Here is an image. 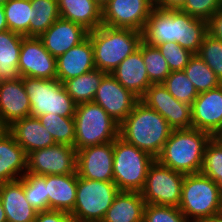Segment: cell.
<instances>
[{
	"label": "cell",
	"instance_id": "cell-36",
	"mask_svg": "<svg viewBox=\"0 0 222 222\" xmlns=\"http://www.w3.org/2000/svg\"><path fill=\"white\" fill-rule=\"evenodd\" d=\"M24 192L27 201L37 211L48 210V194L46 191V176L34 174L24 175Z\"/></svg>",
	"mask_w": 222,
	"mask_h": 222
},
{
	"label": "cell",
	"instance_id": "cell-25",
	"mask_svg": "<svg viewBox=\"0 0 222 222\" xmlns=\"http://www.w3.org/2000/svg\"><path fill=\"white\" fill-rule=\"evenodd\" d=\"M48 210L71 213L76 202L77 173L46 175Z\"/></svg>",
	"mask_w": 222,
	"mask_h": 222
},
{
	"label": "cell",
	"instance_id": "cell-19",
	"mask_svg": "<svg viewBox=\"0 0 222 222\" xmlns=\"http://www.w3.org/2000/svg\"><path fill=\"white\" fill-rule=\"evenodd\" d=\"M88 34L84 27L60 17L39 38L49 53L57 58L84 41Z\"/></svg>",
	"mask_w": 222,
	"mask_h": 222
},
{
	"label": "cell",
	"instance_id": "cell-50",
	"mask_svg": "<svg viewBox=\"0 0 222 222\" xmlns=\"http://www.w3.org/2000/svg\"><path fill=\"white\" fill-rule=\"evenodd\" d=\"M214 137L220 141H222V127L219 129V131L214 135Z\"/></svg>",
	"mask_w": 222,
	"mask_h": 222
},
{
	"label": "cell",
	"instance_id": "cell-30",
	"mask_svg": "<svg viewBox=\"0 0 222 222\" xmlns=\"http://www.w3.org/2000/svg\"><path fill=\"white\" fill-rule=\"evenodd\" d=\"M8 30L29 37L30 21L35 17L30 0H9L4 6Z\"/></svg>",
	"mask_w": 222,
	"mask_h": 222
},
{
	"label": "cell",
	"instance_id": "cell-9",
	"mask_svg": "<svg viewBox=\"0 0 222 222\" xmlns=\"http://www.w3.org/2000/svg\"><path fill=\"white\" fill-rule=\"evenodd\" d=\"M119 189L113 181L88 180L77 175L75 221L101 222Z\"/></svg>",
	"mask_w": 222,
	"mask_h": 222
},
{
	"label": "cell",
	"instance_id": "cell-24",
	"mask_svg": "<svg viewBox=\"0 0 222 222\" xmlns=\"http://www.w3.org/2000/svg\"><path fill=\"white\" fill-rule=\"evenodd\" d=\"M6 129L26 154L56 144L51 134L36 117L29 116L16 120Z\"/></svg>",
	"mask_w": 222,
	"mask_h": 222
},
{
	"label": "cell",
	"instance_id": "cell-23",
	"mask_svg": "<svg viewBox=\"0 0 222 222\" xmlns=\"http://www.w3.org/2000/svg\"><path fill=\"white\" fill-rule=\"evenodd\" d=\"M111 75L127 90L141 99L152 85L149 81L142 52L138 49L125 58Z\"/></svg>",
	"mask_w": 222,
	"mask_h": 222
},
{
	"label": "cell",
	"instance_id": "cell-6",
	"mask_svg": "<svg viewBox=\"0 0 222 222\" xmlns=\"http://www.w3.org/2000/svg\"><path fill=\"white\" fill-rule=\"evenodd\" d=\"M154 161L147 152L117 137L113 141V182L119 191L140 192Z\"/></svg>",
	"mask_w": 222,
	"mask_h": 222
},
{
	"label": "cell",
	"instance_id": "cell-32",
	"mask_svg": "<svg viewBox=\"0 0 222 222\" xmlns=\"http://www.w3.org/2000/svg\"><path fill=\"white\" fill-rule=\"evenodd\" d=\"M183 71L193 83L198 94L215 89L222 84L216 74L197 54L190 58L188 65Z\"/></svg>",
	"mask_w": 222,
	"mask_h": 222
},
{
	"label": "cell",
	"instance_id": "cell-52",
	"mask_svg": "<svg viewBox=\"0 0 222 222\" xmlns=\"http://www.w3.org/2000/svg\"><path fill=\"white\" fill-rule=\"evenodd\" d=\"M9 0H0V5L4 6Z\"/></svg>",
	"mask_w": 222,
	"mask_h": 222
},
{
	"label": "cell",
	"instance_id": "cell-7",
	"mask_svg": "<svg viewBox=\"0 0 222 222\" xmlns=\"http://www.w3.org/2000/svg\"><path fill=\"white\" fill-rule=\"evenodd\" d=\"M23 86L29 97L32 117L48 113L63 117L75 115L77 104L59 80L23 77Z\"/></svg>",
	"mask_w": 222,
	"mask_h": 222
},
{
	"label": "cell",
	"instance_id": "cell-45",
	"mask_svg": "<svg viewBox=\"0 0 222 222\" xmlns=\"http://www.w3.org/2000/svg\"><path fill=\"white\" fill-rule=\"evenodd\" d=\"M8 30L4 7L0 5V32Z\"/></svg>",
	"mask_w": 222,
	"mask_h": 222
},
{
	"label": "cell",
	"instance_id": "cell-15",
	"mask_svg": "<svg viewBox=\"0 0 222 222\" xmlns=\"http://www.w3.org/2000/svg\"><path fill=\"white\" fill-rule=\"evenodd\" d=\"M139 100L111 74L103 77L93 99L119 124L132 112Z\"/></svg>",
	"mask_w": 222,
	"mask_h": 222
},
{
	"label": "cell",
	"instance_id": "cell-39",
	"mask_svg": "<svg viewBox=\"0 0 222 222\" xmlns=\"http://www.w3.org/2000/svg\"><path fill=\"white\" fill-rule=\"evenodd\" d=\"M172 71H183L188 65L190 58L194 55L187 49H184L176 42H165L156 45Z\"/></svg>",
	"mask_w": 222,
	"mask_h": 222
},
{
	"label": "cell",
	"instance_id": "cell-29",
	"mask_svg": "<svg viewBox=\"0 0 222 222\" xmlns=\"http://www.w3.org/2000/svg\"><path fill=\"white\" fill-rule=\"evenodd\" d=\"M107 73L94 69L88 73L63 82L68 95L78 105L93 101L101 80Z\"/></svg>",
	"mask_w": 222,
	"mask_h": 222
},
{
	"label": "cell",
	"instance_id": "cell-21",
	"mask_svg": "<svg viewBox=\"0 0 222 222\" xmlns=\"http://www.w3.org/2000/svg\"><path fill=\"white\" fill-rule=\"evenodd\" d=\"M0 198L7 222H34L38 211L30 205L24 192V176L0 184Z\"/></svg>",
	"mask_w": 222,
	"mask_h": 222
},
{
	"label": "cell",
	"instance_id": "cell-47",
	"mask_svg": "<svg viewBox=\"0 0 222 222\" xmlns=\"http://www.w3.org/2000/svg\"><path fill=\"white\" fill-rule=\"evenodd\" d=\"M0 222H7L6 214L3 208V204L0 198Z\"/></svg>",
	"mask_w": 222,
	"mask_h": 222
},
{
	"label": "cell",
	"instance_id": "cell-49",
	"mask_svg": "<svg viewBox=\"0 0 222 222\" xmlns=\"http://www.w3.org/2000/svg\"><path fill=\"white\" fill-rule=\"evenodd\" d=\"M101 8H103L110 0H94Z\"/></svg>",
	"mask_w": 222,
	"mask_h": 222
},
{
	"label": "cell",
	"instance_id": "cell-16",
	"mask_svg": "<svg viewBox=\"0 0 222 222\" xmlns=\"http://www.w3.org/2000/svg\"><path fill=\"white\" fill-rule=\"evenodd\" d=\"M76 173L88 180L113 181V142L78 150Z\"/></svg>",
	"mask_w": 222,
	"mask_h": 222
},
{
	"label": "cell",
	"instance_id": "cell-8",
	"mask_svg": "<svg viewBox=\"0 0 222 222\" xmlns=\"http://www.w3.org/2000/svg\"><path fill=\"white\" fill-rule=\"evenodd\" d=\"M220 203L216 182L201 173L185 175L178 208L190 222L218 214Z\"/></svg>",
	"mask_w": 222,
	"mask_h": 222
},
{
	"label": "cell",
	"instance_id": "cell-46",
	"mask_svg": "<svg viewBox=\"0 0 222 222\" xmlns=\"http://www.w3.org/2000/svg\"><path fill=\"white\" fill-rule=\"evenodd\" d=\"M195 222H222V217L219 214H216L207 218L199 219Z\"/></svg>",
	"mask_w": 222,
	"mask_h": 222
},
{
	"label": "cell",
	"instance_id": "cell-10",
	"mask_svg": "<svg viewBox=\"0 0 222 222\" xmlns=\"http://www.w3.org/2000/svg\"><path fill=\"white\" fill-rule=\"evenodd\" d=\"M185 175L163 166L156 159L150 165L140 191L145 203L179 207Z\"/></svg>",
	"mask_w": 222,
	"mask_h": 222
},
{
	"label": "cell",
	"instance_id": "cell-44",
	"mask_svg": "<svg viewBox=\"0 0 222 222\" xmlns=\"http://www.w3.org/2000/svg\"><path fill=\"white\" fill-rule=\"evenodd\" d=\"M153 5L156 8L164 10H178L180 9L186 0H152Z\"/></svg>",
	"mask_w": 222,
	"mask_h": 222
},
{
	"label": "cell",
	"instance_id": "cell-40",
	"mask_svg": "<svg viewBox=\"0 0 222 222\" xmlns=\"http://www.w3.org/2000/svg\"><path fill=\"white\" fill-rule=\"evenodd\" d=\"M143 222H190L175 206L145 204Z\"/></svg>",
	"mask_w": 222,
	"mask_h": 222
},
{
	"label": "cell",
	"instance_id": "cell-5",
	"mask_svg": "<svg viewBox=\"0 0 222 222\" xmlns=\"http://www.w3.org/2000/svg\"><path fill=\"white\" fill-rule=\"evenodd\" d=\"M74 148H82L113 142L119 137V126L97 103L90 101L76 106Z\"/></svg>",
	"mask_w": 222,
	"mask_h": 222
},
{
	"label": "cell",
	"instance_id": "cell-3",
	"mask_svg": "<svg viewBox=\"0 0 222 222\" xmlns=\"http://www.w3.org/2000/svg\"><path fill=\"white\" fill-rule=\"evenodd\" d=\"M211 137L210 133L194 128L172 130L156 160L184 175L200 173Z\"/></svg>",
	"mask_w": 222,
	"mask_h": 222
},
{
	"label": "cell",
	"instance_id": "cell-18",
	"mask_svg": "<svg viewBox=\"0 0 222 222\" xmlns=\"http://www.w3.org/2000/svg\"><path fill=\"white\" fill-rule=\"evenodd\" d=\"M192 128L214 136L222 127V84L199 93L191 105Z\"/></svg>",
	"mask_w": 222,
	"mask_h": 222
},
{
	"label": "cell",
	"instance_id": "cell-26",
	"mask_svg": "<svg viewBox=\"0 0 222 222\" xmlns=\"http://www.w3.org/2000/svg\"><path fill=\"white\" fill-rule=\"evenodd\" d=\"M60 17L93 31L102 25V8L94 0H57Z\"/></svg>",
	"mask_w": 222,
	"mask_h": 222
},
{
	"label": "cell",
	"instance_id": "cell-31",
	"mask_svg": "<svg viewBox=\"0 0 222 222\" xmlns=\"http://www.w3.org/2000/svg\"><path fill=\"white\" fill-rule=\"evenodd\" d=\"M35 17L30 21L29 37L41 36L60 18L57 0H30Z\"/></svg>",
	"mask_w": 222,
	"mask_h": 222
},
{
	"label": "cell",
	"instance_id": "cell-2",
	"mask_svg": "<svg viewBox=\"0 0 222 222\" xmlns=\"http://www.w3.org/2000/svg\"><path fill=\"white\" fill-rule=\"evenodd\" d=\"M172 130L164 117L139 100L120 123L119 137L156 159Z\"/></svg>",
	"mask_w": 222,
	"mask_h": 222
},
{
	"label": "cell",
	"instance_id": "cell-1",
	"mask_svg": "<svg viewBox=\"0 0 222 222\" xmlns=\"http://www.w3.org/2000/svg\"><path fill=\"white\" fill-rule=\"evenodd\" d=\"M207 34L206 20L190 16L179 9L164 10L154 7L142 31V40L152 46L176 42L197 54Z\"/></svg>",
	"mask_w": 222,
	"mask_h": 222
},
{
	"label": "cell",
	"instance_id": "cell-33",
	"mask_svg": "<svg viewBox=\"0 0 222 222\" xmlns=\"http://www.w3.org/2000/svg\"><path fill=\"white\" fill-rule=\"evenodd\" d=\"M41 124L51 134L56 144L74 147L75 121L74 117H63L51 113L39 116Z\"/></svg>",
	"mask_w": 222,
	"mask_h": 222
},
{
	"label": "cell",
	"instance_id": "cell-48",
	"mask_svg": "<svg viewBox=\"0 0 222 222\" xmlns=\"http://www.w3.org/2000/svg\"><path fill=\"white\" fill-rule=\"evenodd\" d=\"M216 185L219 189V193L222 198V174H219V179L216 181Z\"/></svg>",
	"mask_w": 222,
	"mask_h": 222
},
{
	"label": "cell",
	"instance_id": "cell-17",
	"mask_svg": "<svg viewBox=\"0 0 222 222\" xmlns=\"http://www.w3.org/2000/svg\"><path fill=\"white\" fill-rule=\"evenodd\" d=\"M31 116L29 97L23 86V77L0 81V127Z\"/></svg>",
	"mask_w": 222,
	"mask_h": 222
},
{
	"label": "cell",
	"instance_id": "cell-42",
	"mask_svg": "<svg viewBox=\"0 0 222 222\" xmlns=\"http://www.w3.org/2000/svg\"><path fill=\"white\" fill-rule=\"evenodd\" d=\"M34 222H76L70 213L57 210L38 211Z\"/></svg>",
	"mask_w": 222,
	"mask_h": 222
},
{
	"label": "cell",
	"instance_id": "cell-41",
	"mask_svg": "<svg viewBox=\"0 0 222 222\" xmlns=\"http://www.w3.org/2000/svg\"><path fill=\"white\" fill-rule=\"evenodd\" d=\"M221 8L222 0H186L179 10L208 21Z\"/></svg>",
	"mask_w": 222,
	"mask_h": 222
},
{
	"label": "cell",
	"instance_id": "cell-27",
	"mask_svg": "<svg viewBox=\"0 0 222 222\" xmlns=\"http://www.w3.org/2000/svg\"><path fill=\"white\" fill-rule=\"evenodd\" d=\"M145 204L140 192L119 191L101 222H143Z\"/></svg>",
	"mask_w": 222,
	"mask_h": 222
},
{
	"label": "cell",
	"instance_id": "cell-4",
	"mask_svg": "<svg viewBox=\"0 0 222 222\" xmlns=\"http://www.w3.org/2000/svg\"><path fill=\"white\" fill-rule=\"evenodd\" d=\"M94 50L96 69L111 74L129 55L138 50L142 32L101 25L88 34Z\"/></svg>",
	"mask_w": 222,
	"mask_h": 222
},
{
	"label": "cell",
	"instance_id": "cell-14",
	"mask_svg": "<svg viewBox=\"0 0 222 222\" xmlns=\"http://www.w3.org/2000/svg\"><path fill=\"white\" fill-rule=\"evenodd\" d=\"M18 72L20 77L57 79L56 57L49 53L39 37L24 36Z\"/></svg>",
	"mask_w": 222,
	"mask_h": 222
},
{
	"label": "cell",
	"instance_id": "cell-34",
	"mask_svg": "<svg viewBox=\"0 0 222 222\" xmlns=\"http://www.w3.org/2000/svg\"><path fill=\"white\" fill-rule=\"evenodd\" d=\"M138 49L142 52L149 81L152 84L163 83L171 70L159 49L156 46L146 44L144 41L140 43Z\"/></svg>",
	"mask_w": 222,
	"mask_h": 222
},
{
	"label": "cell",
	"instance_id": "cell-28",
	"mask_svg": "<svg viewBox=\"0 0 222 222\" xmlns=\"http://www.w3.org/2000/svg\"><path fill=\"white\" fill-rule=\"evenodd\" d=\"M23 37L10 30L0 32V81L20 78L18 64Z\"/></svg>",
	"mask_w": 222,
	"mask_h": 222
},
{
	"label": "cell",
	"instance_id": "cell-11",
	"mask_svg": "<svg viewBox=\"0 0 222 222\" xmlns=\"http://www.w3.org/2000/svg\"><path fill=\"white\" fill-rule=\"evenodd\" d=\"M77 150L69 145L55 144L27 154L26 174L38 176L65 175L76 172Z\"/></svg>",
	"mask_w": 222,
	"mask_h": 222
},
{
	"label": "cell",
	"instance_id": "cell-22",
	"mask_svg": "<svg viewBox=\"0 0 222 222\" xmlns=\"http://www.w3.org/2000/svg\"><path fill=\"white\" fill-rule=\"evenodd\" d=\"M27 154L6 128L0 129V184L26 174Z\"/></svg>",
	"mask_w": 222,
	"mask_h": 222
},
{
	"label": "cell",
	"instance_id": "cell-13",
	"mask_svg": "<svg viewBox=\"0 0 222 222\" xmlns=\"http://www.w3.org/2000/svg\"><path fill=\"white\" fill-rule=\"evenodd\" d=\"M158 112L173 130L191 129V105L175 99L162 84H152L140 99Z\"/></svg>",
	"mask_w": 222,
	"mask_h": 222
},
{
	"label": "cell",
	"instance_id": "cell-43",
	"mask_svg": "<svg viewBox=\"0 0 222 222\" xmlns=\"http://www.w3.org/2000/svg\"><path fill=\"white\" fill-rule=\"evenodd\" d=\"M207 31L211 37L222 41V8L207 21Z\"/></svg>",
	"mask_w": 222,
	"mask_h": 222
},
{
	"label": "cell",
	"instance_id": "cell-51",
	"mask_svg": "<svg viewBox=\"0 0 222 222\" xmlns=\"http://www.w3.org/2000/svg\"><path fill=\"white\" fill-rule=\"evenodd\" d=\"M218 214L222 217V198H221V203H220V206H219Z\"/></svg>",
	"mask_w": 222,
	"mask_h": 222
},
{
	"label": "cell",
	"instance_id": "cell-12",
	"mask_svg": "<svg viewBox=\"0 0 222 222\" xmlns=\"http://www.w3.org/2000/svg\"><path fill=\"white\" fill-rule=\"evenodd\" d=\"M153 8L152 0H110L102 8V25L142 32Z\"/></svg>",
	"mask_w": 222,
	"mask_h": 222
},
{
	"label": "cell",
	"instance_id": "cell-37",
	"mask_svg": "<svg viewBox=\"0 0 222 222\" xmlns=\"http://www.w3.org/2000/svg\"><path fill=\"white\" fill-rule=\"evenodd\" d=\"M200 173L211 178L214 182L219 179V174H222V141L214 136L206 145Z\"/></svg>",
	"mask_w": 222,
	"mask_h": 222
},
{
	"label": "cell",
	"instance_id": "cell-20",
	"mask_svg": "<svg viewBox=\"0 0 222 222\" xmlns=\"http://www.w3.org/2000/svg\"><path fill=\"white\" fill-rule=\"evenodd\" d=\"M57 80L63 83L94 69V50L89 36L56 58Z\"/></svg>",
	"mask_w": 222,
	"mask_h": 222
},
{
	"label": "cell",
	"instance_id": "cell-35",
	"mask_svg": "<svg viewBox=\"0 0 222 222\" xmlns=\"http://www.w3.org/2000/svg\"><path fill=\"white\" fill-rule=\"evenodd\" d=\"M162 84L175 99L189 105H192L198 96L193 83L184 71H172Z\"/></svg>",
	"mask_w": 222,
	"mask_h": 222
},
{
	"label": "cell",
	"instance_id": "cell-38",
	"mask_svg": "<svg viewBox=\"0 0 222 222\" xmlns=\"http://www.w3.org/2000/svg\"><path fill=\"white\" fill-rule=\"evenodd\" d=\"M197 55L216 74L222 83V41L207 34L200 45Z\"/></svg>",
	"mask_w": 222,
	"mask_h": 222
}]
</instances>
